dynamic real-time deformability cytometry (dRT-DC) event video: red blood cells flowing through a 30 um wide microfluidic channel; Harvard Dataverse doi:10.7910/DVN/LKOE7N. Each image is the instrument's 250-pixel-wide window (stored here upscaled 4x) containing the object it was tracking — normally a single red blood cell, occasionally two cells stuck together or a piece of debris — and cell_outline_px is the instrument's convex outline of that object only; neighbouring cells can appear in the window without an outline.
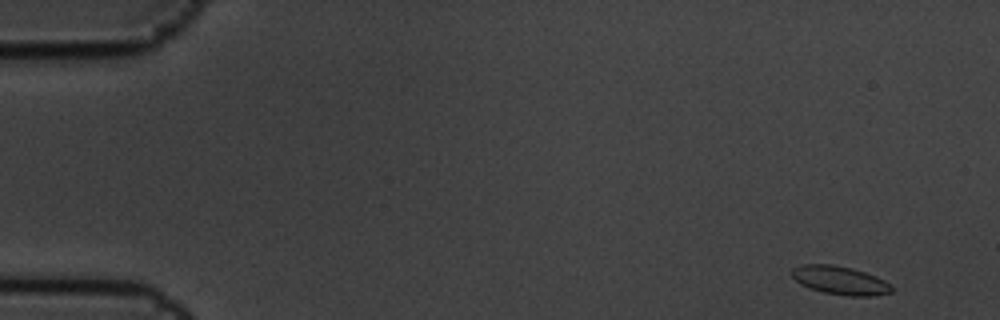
{"species": "common noctule bat (a hibernating species)", "species_latin": "Nyctalus noctula", "temperature_condition": "cold", "stored_images_in_passage": 5, "camera_frame_rate_fps": 3000, "um_per_image_px": 0.085, "animal": {"sex": "male", "body_mass_g": 19.5, "forearm_length_mm": 54.6}, "frame": {"image": 1, "passage_image": 1, "time_ms": 0.0, "image_size_px": [1000, 320], "cell_outline_px": [[892, 292], [872, 296], [848, 296], [824, 292], [808, 288], [800, 284], [792, 276], [792, 268], [804, 264], [832, 264], [852, 268], [876, 276], [884, 280], [892, 288]], "centroid_in_image_um": [71.38, 23.83], "position_along_channel_um": 13.6, "area_um2": 16.47}}
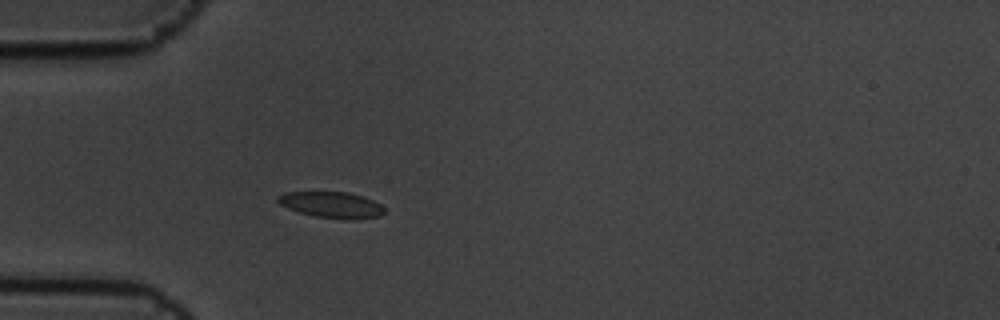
{"frame": {"image": 2, "passage_image": 5, "time_ms": 1.333, "image_size_px": [1000, 320], "cell_outline_px": [[384, 212], [380, 216], [316, 216], [300, 212], [288, 208], [280, 204], [276, 200], [276, 196], [284, 192], [348, 192], [372, 200], [380, 204], [384, 208]], "centroid_in_image_um": [28.07, 17.34], "position_along_channel_um": 56.9, "area_um2": 15.14}}